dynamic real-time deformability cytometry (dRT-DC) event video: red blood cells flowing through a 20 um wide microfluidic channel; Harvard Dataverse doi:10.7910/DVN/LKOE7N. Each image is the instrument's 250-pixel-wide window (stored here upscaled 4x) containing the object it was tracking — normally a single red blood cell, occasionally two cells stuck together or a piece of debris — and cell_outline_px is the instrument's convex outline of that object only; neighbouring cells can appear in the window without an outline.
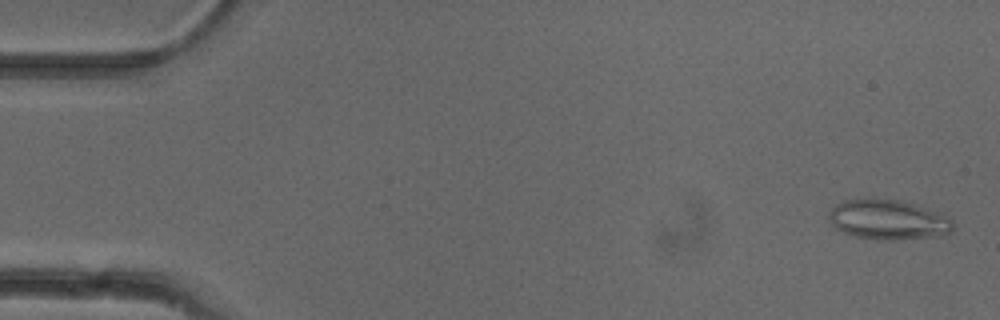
{"species": "common noctule bat (a hibernating species)", "species_latin": "Nyctalus noctula", "temperature_condition": "cold", "stored_images_in_passage": 52, "camera_frame_rate_fps": 3000, "um_per_image_px": 0.085, "animal": {"sex": "female"}, "frame": {"image": 1, "passage_image": 2, "time_ms": 0.333, "image_size_px": [1000, 320], "cell_outline_px": [[952, 228], [948, 232], [936, 236], [896, 240], [876, 240], [856, 236], [844, 232], [836, 228], [832, 224], [828, 216], [828, 212], [836, 204], [844, 200], [896, 200], [916, 204], [944, 212], [952, 220]], "centroid_in_image_um": [75.52, 18.68], "position_along_channel_um": 9.5, "area_um2": 28.67}}
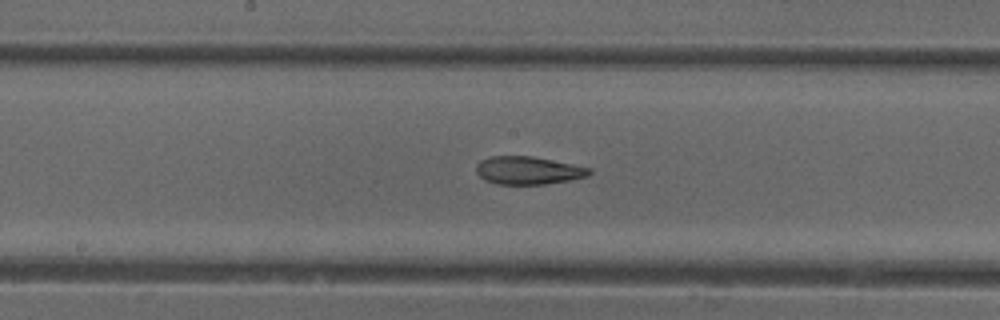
{"frame": {"image": 2, "passage_image": 27, "time_ms": 8.667, "image_size_px": [1000, 320], "cell_outline_px": [[592, 172], [588, 176], [568, 180], [544, 184], [496, 184], [484, 180], [476, 172], [476, 164], [480, 160], [492, 156], [532, 156], [592, 168]], "centroid_in_image_um": [44.87, 14.48], "position_along_channel_um": 203.3, "area_um2": 18.38}}
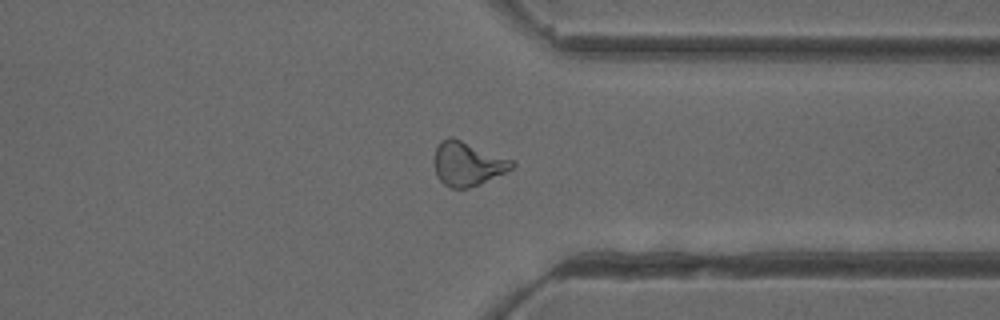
{"frame": {"image": 3, "passage_image": 40, "time_ms": 13.0, "image_size_px": [1000, 320], "cell_outline_px": [[516, 164], [512, 168], [480, 184], [468, 188], [452, 188], [444, 184], [440, 180], [432, 164], [432, 160], [436, 148], [440, 140], [448, 136], [452, 136], [512, 160]], "centroid_in_image_um": [39.68, 13.9], "position_along_channel_um": 371.7, "area_um2": 19.94}, "authors_computed_cell_mechanics": {"area_um2": 19.941, "velocity_mm_per_s": 3.9518, "shape_relaxation_time_tau1_ms": 10.2808, "shape_relaxation_time_tau2_ms": 3.3276, "deformation_change_tau1": 0.2515, "deformation_change_tau2": 0.1265}}